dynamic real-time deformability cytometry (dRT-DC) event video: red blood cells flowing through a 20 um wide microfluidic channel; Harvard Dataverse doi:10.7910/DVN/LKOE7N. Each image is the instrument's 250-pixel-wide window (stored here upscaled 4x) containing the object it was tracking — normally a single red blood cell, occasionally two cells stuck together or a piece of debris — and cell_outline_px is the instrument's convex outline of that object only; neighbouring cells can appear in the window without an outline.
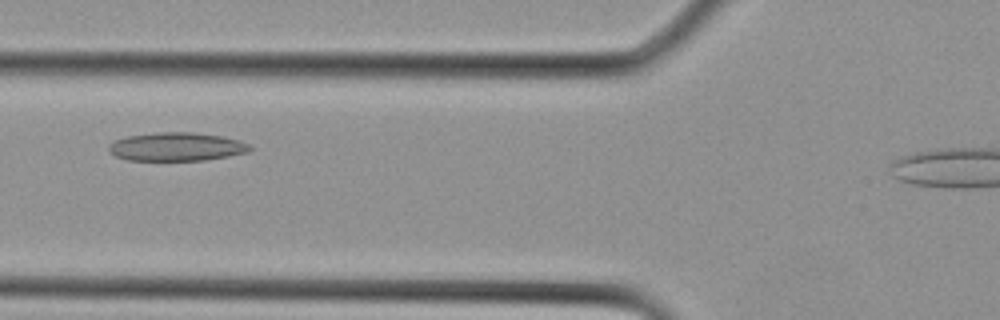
{"species": "Egyptian fruit bat (a non-hibernating species)", "species_latin": "Rousettus aegyptiacus", "temperature_condition": "cold", "stored_images_in_passage": 7, "camera_frame_rate_fps": 3000, "um_per_image_px": 0.085, "animal": {"sex": "female"}, "frame": {"image": 1, "passage_image": 4, "time_ms": 1.0, "image_size_px": [1000, 320], "cell_outline_px": [[252, 148], [248, 152], [228, 156], [204, 160], [128, 160], [116, 156], [108, 152], [108, 148], [116, 140], [128, 136], [160, 132], [196, 132], [224, 136], [240, 140], [248, 144]], "centroid_in_image_um": [15.04, 12.47], "position_along_channel_um": 110.8, "area_um2": 23.35}}
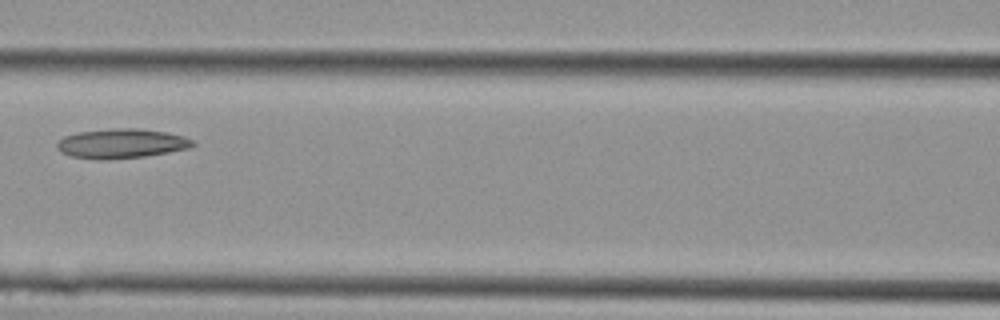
{"frame": {"image": 2, "passage_image": 6, "time_ms": 1.667, "image_size_px": [1000, 320], "cell_outline_px": [[196, 144], [188, 148], [168, 152], [144, 156], [104, 160], [100, 160], [72, 156], [60, 152], [56, 148], [56, 144], [64, 136], [80, 132], [112, 128], [140, 128], [164, 132], [184, 136], [192, 140]], "centroid_in_image_um": [10.3, 12.2], "position_along_channel_um": 156.3, "area_um2": 23.24}}